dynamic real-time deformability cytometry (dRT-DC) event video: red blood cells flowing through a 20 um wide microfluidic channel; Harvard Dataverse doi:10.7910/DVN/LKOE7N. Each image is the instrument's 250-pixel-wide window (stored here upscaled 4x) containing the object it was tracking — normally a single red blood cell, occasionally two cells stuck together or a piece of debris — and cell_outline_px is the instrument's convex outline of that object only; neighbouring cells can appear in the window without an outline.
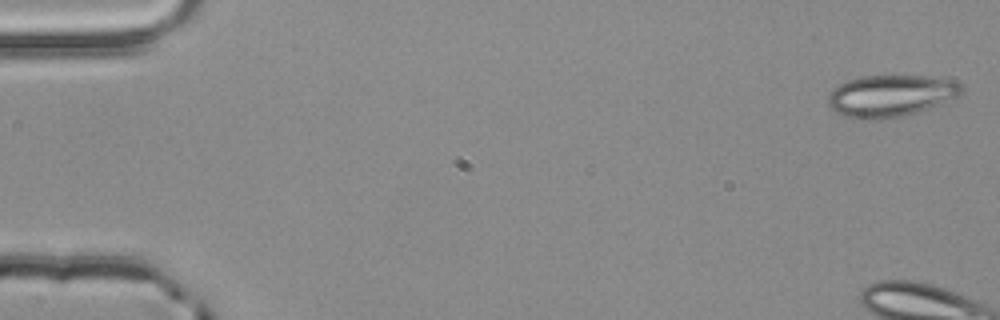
{"species": "common noctule bat (a hibernating species)", "species_latin": "Nyctalus noctula", "temperature_condition": "room temperature", "stored_images_in_passage": 5, "camera_frame_rate_fps": 3000, "um_per_image_px": 0.085, "animal": {"sex": "male", "body_mass_g": 20.4}, "frame": {"image": 1, "passage_image": 1, "time_ms": 0.0, "image_size_px": [1000, 320], "cell_outline_px": [[964, 92], [940, 104], [916, 112], [900, 116], [872, 120], [844, 116], [836, 112], [828, 104], [828, 92], [832, 88], [848, 80], [860, 76], [924, 76], [956, 80], [964, 88]], "centroid_in_image_um": [75.69, 8.13], "position_along_channel_um": 9.3, "area_um2": 32.37}}